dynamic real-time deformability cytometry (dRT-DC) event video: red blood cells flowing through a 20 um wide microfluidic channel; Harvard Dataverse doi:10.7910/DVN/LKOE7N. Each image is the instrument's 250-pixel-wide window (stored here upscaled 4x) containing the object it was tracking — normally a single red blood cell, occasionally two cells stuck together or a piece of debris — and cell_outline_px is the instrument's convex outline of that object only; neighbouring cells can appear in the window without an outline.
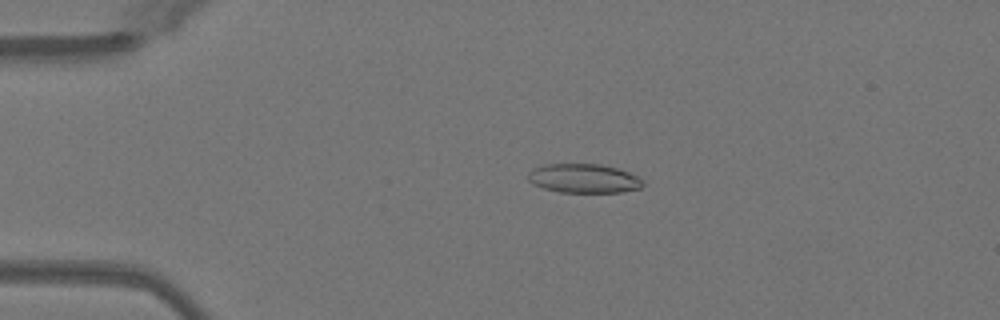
{"species": "Egyptian fruit bat (a non-hibernating species)", "species_latin": "Rousettus aegyptiacus", "temperature_condition": "warm", "stored_images_in_passage": 33, "camera_frame_rate_fps": 3000, "um_per_image_px": 0.085, "animal": {"sex": "female"}, "frame": {"image": 1, "passage_image": 4, "time_ms": 1.0, "image_size_px": [1000, 320], "cell_outline_px": [[644, 184], [640, 188], [620, 192], [560, 192], [544, 188], [532, 184], [528, 180], [528, 172], [532, 168], [544, 164], [600, 164], [616, 168], [628, 172], [644, 180]], "centroid_in_image_um": [49.59, 15.16], "position_along_channel_um": 35.4, "area_um2": 19.48}}
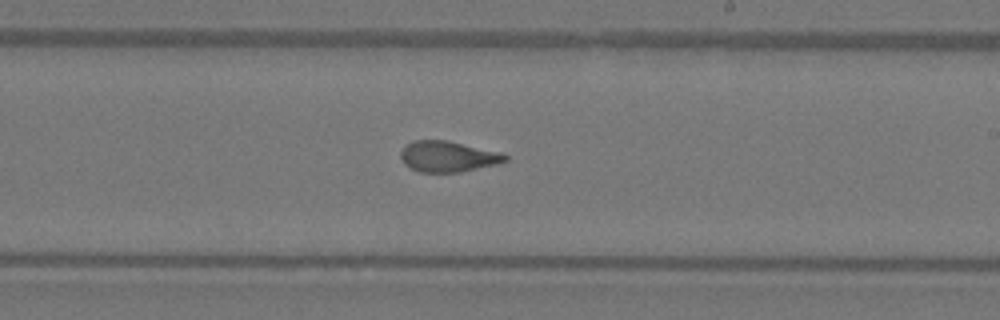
{"frame": {"image": 2, "passage_image": 23, "time_ms": 7.333, "image_size_px": [1000, 320], "cell_outline_px": [[508, 160], [500, 164], [460, 172], [420, 172], [408, 168], [400, 160], [400, 152], [404, 144], [412, 140], [448, 140], [504, 152], [508, 156]], "centroid_in_image_um": [38.08, 13.29], "position_along_channel_um": 250.9, "area_um2": 19.42}}
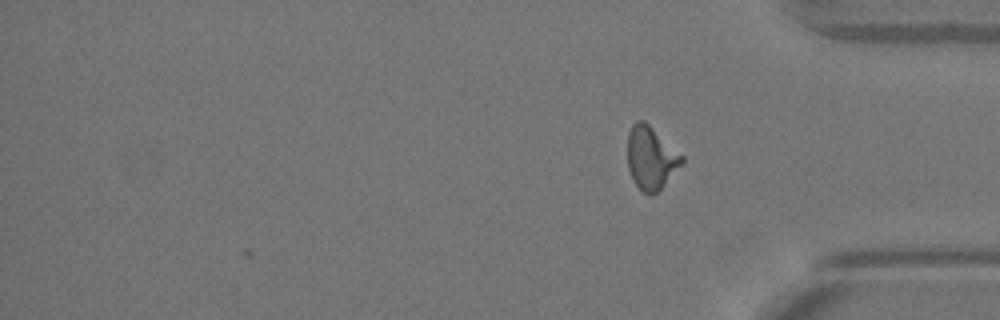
{"frame": {"image": 3, "passage_image": 33, "time_ms": 10.667, "image_size_px": [1000, 320], "cell_outline_px": [[684, 164], [652, 196], [644, 192], [632, 180], [628, 168], [628, 132], [632, 124], [636, 120], [644, 120], [684, 156]], "centroid_in_image_um": [55.34, 13.41], "position_along_channel_um": 379.9, "area_um2": 19.94}, "authors_computed_cell_mechanics": {"area_um2": 19.363, "velocity_mm_per_s": 4.0723, "shape_relaxation_time_tau1_ms": 9.6354, "shape_relaxation_time_tau2_ms": 1.4983, "deformation_change_tau1": 0.2552, "deformation_change_tau2": 0.095}}